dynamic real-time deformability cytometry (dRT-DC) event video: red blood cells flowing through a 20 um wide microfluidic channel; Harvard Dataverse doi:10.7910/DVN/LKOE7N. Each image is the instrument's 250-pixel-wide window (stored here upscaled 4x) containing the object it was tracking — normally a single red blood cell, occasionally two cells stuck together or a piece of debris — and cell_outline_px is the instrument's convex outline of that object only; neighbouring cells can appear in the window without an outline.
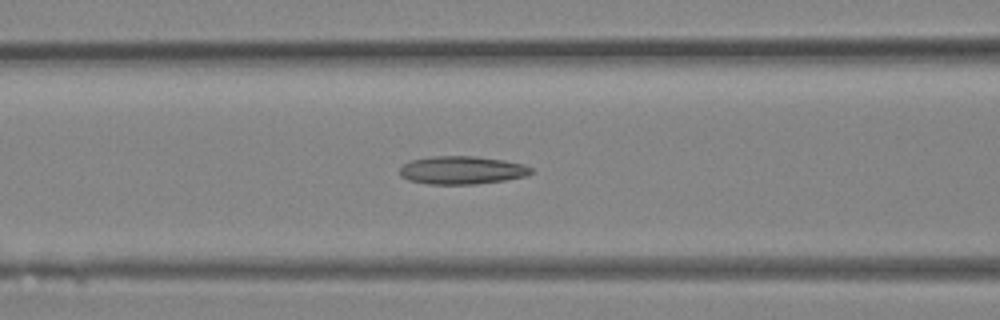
{"species": "Egyptian fruit bat (a non-hibernating species)", "species_latin": "Rousettus aegyptiacus", "temperature_condition": "room temperature", "stored_images_in_passage": 24, "camera_frame_rate_fps": 3000, "um_per_image_px": 0.085, "animal": {"sex": "female"}, "frame": {"image": 1, "passage_image": 5, "time_ms": 1.333, "image_size_px": [1000, 320], "cell_outline_px": [[532, 172], [528, 176], [504, 180], [476, 184], [428, 184], [408, 180], [400, 176], [400, 168], [408, 160], [428, 156], [476, 156], [504, 160], [524, 164], [532, 168]], "centroid_in_image_um": [39.24, 14.46], "position_along_channel_um": 127.4, "area_um2": 21.73}}
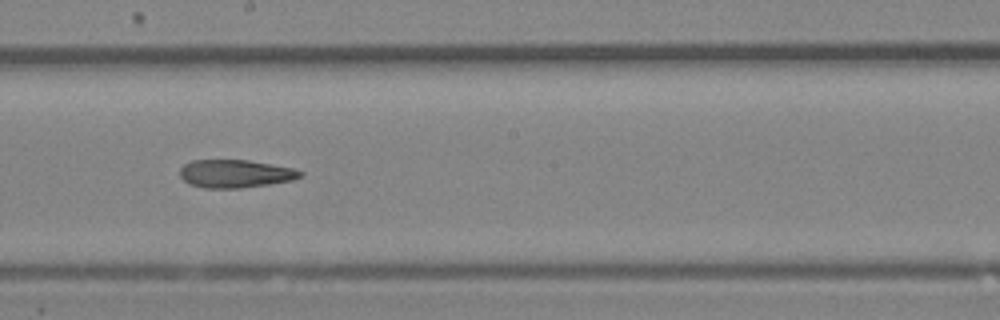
{"frame": {"image": 2, "passage_image": 10, "time_ms": 3.0, "image_size_px": [1000, 320], "cell_outline_px": [[304, 176], [292, 180], [268, 184], [240, 188], [204, 188], [188, 184], [180, 176], [180, 168], [184, 164], [192, 160], [248, 160], [292, 168], [304, 172]], "centroid_in_image_um": [19.99, 14.76], "position_along_channel_um": 228.2, "area_um2": 19.65}}
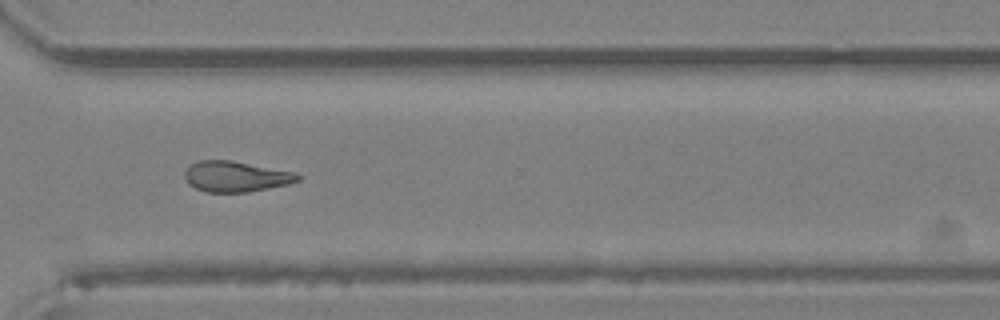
{"frame": {"image": 3, "passage_image": 16, "time_ms": 5.0, "image_size_px": [1000, 320], "cell_outline_px": [[300, 180], [288, 184], [248, 192], [204, 192], [188, 184], [184, 176], [184, 172], [188, 164], [200, 160], [232, 160], [296, 172], [300, 176]], "centroid_in_image_um": [20.02, 14.99], "position_along_channel_um": 350.6, "area_um2": 20.4}}